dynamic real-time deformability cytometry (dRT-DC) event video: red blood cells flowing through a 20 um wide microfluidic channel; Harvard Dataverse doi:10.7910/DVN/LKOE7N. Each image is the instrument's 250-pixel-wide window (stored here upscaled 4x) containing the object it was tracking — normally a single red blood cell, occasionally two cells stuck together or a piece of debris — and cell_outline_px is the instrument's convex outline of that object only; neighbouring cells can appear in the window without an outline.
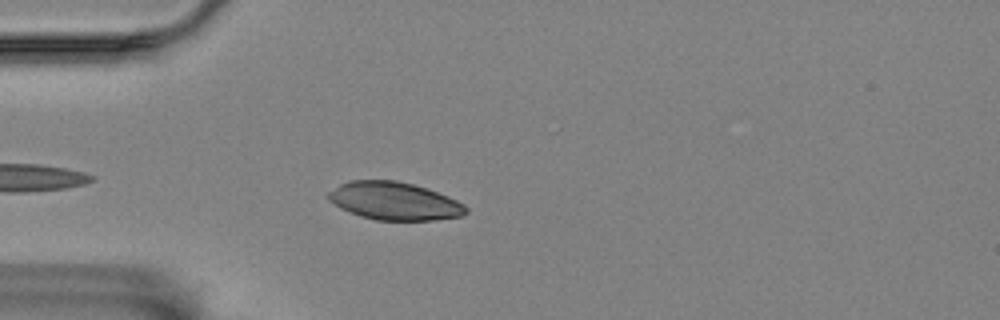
{"species": "Egyptian fruit bat (a non-hibernating species)", "species_latin": "Rousettus aegyptiacus", "temperature_condition": "room temperature", "stored_images_in_passage": 5, "camera_frame_rate_fps": 3000, "um_per_image_px": 0.085, "animal": {"sex": "female"}, "frame": {"image": 1, "passage_image": 3, "time_ms": 2.333, "image_size_px": [1000, 320], "cell_outline_px": [[468, 212], [460, 216], [432, 220], [376, 220], [360, 216], [340, 208], [328, 200], [324, 196], [328, 192], [340, 184], [348, 180], [396, 180], [428, 188], [448, 196], [464, 204], [468, 208]], "centroid_in_image_um": [33.49, 17.08], "position_along_channel_um": 51.5, "area_um2": 30.52}}